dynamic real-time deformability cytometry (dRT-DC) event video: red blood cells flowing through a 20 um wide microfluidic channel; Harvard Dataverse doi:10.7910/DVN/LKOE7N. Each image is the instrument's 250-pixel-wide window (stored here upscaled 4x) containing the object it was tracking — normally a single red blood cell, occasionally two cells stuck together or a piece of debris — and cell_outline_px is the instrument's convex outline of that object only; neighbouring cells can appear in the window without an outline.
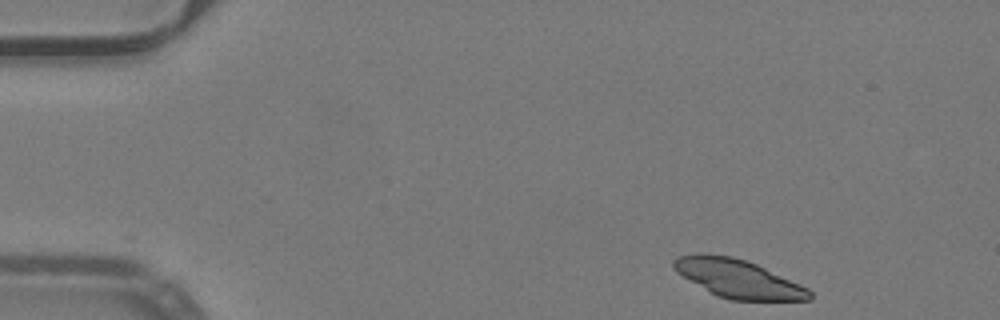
{"species": "common noctule bat (a hibernating species)", "species_latin": "Nyctalus noctula", "temperature_condition": "warm", "stored_images_in_passage": 46, "camera_frame_rate_fps": 3000, "um_per_image_px": 0.085, "animal": {"sex": "male", "body_mass_g": 19.2, "forearm_length_mm": 51.8}, "frame": {"image": 1, "passage_image": 1, "time_ms": 0.0, "image_size_px": [1000, 320], "cell_outline_px": [[812, 300], [732, 300], [716, 296], [676, 272], [672, 268], [672, 260], [676, 256], [696, 252], [704, 252], [732, 256], [756, 264], [800, 284], [808, 288], [812, 292]], "centroid_in_image_um": [62.68, 23.66], "position_along_channel_um": 22.3, "area_um2": 30.52}}
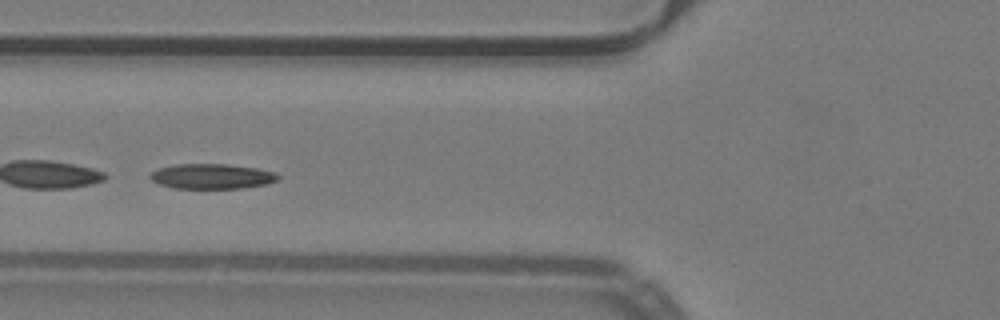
{"frame": {"image": 2, "passage_image": 15, "time_ms": 4.667, "image_size_px": [1000, 320], "cell_outline_px": [[280, 176], [276, 180], [268, 184], [240, 188], [172, 188], [160, 184], [152, 180], [148, 176], [152, 172], [160, 168], [176, 164], [228, 164], [256, 168], [276, 172]], "centroid_in_image_um": [18.02, 14.98], "position_along_channel_um": 107.8, "area_um2": 18.61}, "authors_computed_cell_mechanics": {"area_um2": 19.5075, "velocity_mm_per_s": 3.9654, "shape_relaxation_time_tau1_ms": 4.3985, "shape_relaxation_time_tau2_ms": 3.0752, "deformation_change_tau1": 0.122, "deformation_change_tau2": 0.0758}}